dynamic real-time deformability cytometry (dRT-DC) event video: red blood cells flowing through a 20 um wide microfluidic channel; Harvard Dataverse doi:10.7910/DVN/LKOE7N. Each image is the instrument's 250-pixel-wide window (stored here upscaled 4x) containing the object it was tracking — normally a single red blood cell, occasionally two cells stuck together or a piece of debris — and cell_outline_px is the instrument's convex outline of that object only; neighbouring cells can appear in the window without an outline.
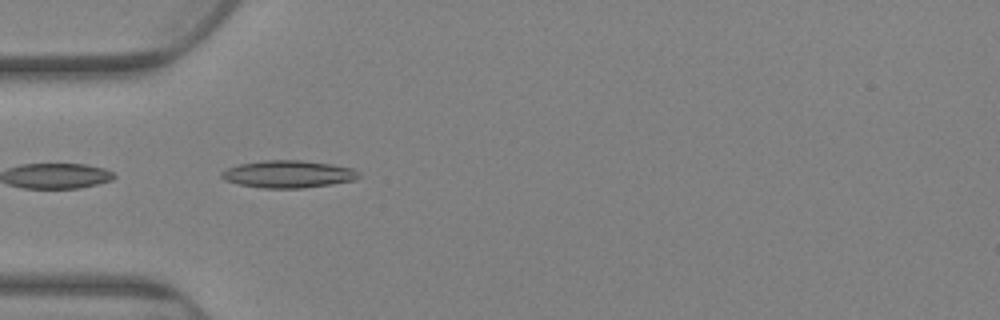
{"species": "Egyptian fruit bat (a non-hibernating species)", "species_latin": "Rousettus aegyptiacus", "temperature_condition": "warm", "stored_images_in_passage": 5, "camera_frame_rate_fps": 3000, "um_per_image_px": 0.085, "animal": {"sex": "female"}, "frame": {"image": 1, "passage_image": 2, "time_ms": 0.333, "image_size_px": [1000, 320], "cell_outline_px": [[360, 176], [356, 180], [332, 184], [304, 188], [264, 188], [240, 184], [224, 180], [220, 176], [220, 172], [228, 168], [240, 164], [264, 160], [300, 160], [332, 164], [352, 168]], "centroid_in_image_um": [24.5, 14.8], "position_along_channel_um": 60.5, "area_um2": 21.79}}